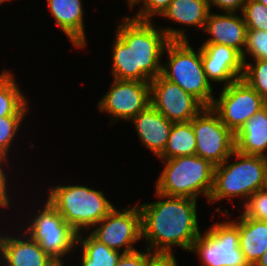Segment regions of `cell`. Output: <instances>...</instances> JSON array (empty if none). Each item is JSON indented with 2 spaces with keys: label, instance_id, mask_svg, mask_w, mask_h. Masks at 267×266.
Wrapping results in <instances>:
<instances>
[{
  "label": "cell",
  "instance_id": "32",
  "mask_svg": "<svg viewBox=\"0 0 267 266\" xmlns=\"http://www.w3.org/2000/svg\"><path fill=\"white\" fill-rule=\"evenodd\" d=\"M248 0H207L208 7L211 10L212 5L216 6L219 9H222L223 12H235L241 9V12L244 8L245 3Z\"/></svg>",
  "mask_w": 267,
  "mask_h": 266
},
{
  "label": "cell",
  "instance_id": "31",
  "mask_svg": "<svg viewBox=\"0 0 267 266\" xmlns=\"http://www.w3.org/2000/svg\"><path fill=\"white\" fill-rule=\"evenodd\" d=\"M146 252V253H145ZM122 253L116 266H148L149 250Z\"/></svg>",
  "mask_w": 267,
  "mask_h": 266
},
{
  "label": "cell",
  "instance_id": "19",
  "mask_svg": "<svg viewBox=\"0 0 267 266\" xmlns=\"http://www.w3.org/2000/svg\"><path fill=\"white\" fill-rule=\"evenodd\" d=\"M234 139L239 153L267 157V104L245 122Z\"/></svg>",
  "mask_w": 267,
  "mask_h": 266
},
{
  "label": "cell",
  "instance_id": "28",
  "mask_svg": "<svg viewBox=\"0 0 267 266\" xmlns=\"http://www.w3.org/2000/svg\"><path fill=\"white\" fill-rule=\"evenodd\" d=\"M245 53L254 59H267V31L247 30L246 45L242 55L243 63H246Z\"/></svg>",
  "mask_w": 267,
  "mask_h": 266
},
{
  "label": "cell",
  "instance_id": "11",
  "mask_svg": "<svg viewBox=\"0 0 267 266\" xmlns=\"http://www.w3.org/2000/svg\"><path fill=\"white\" fill-rule=\"evenodd\" d=\"M136 205L121 210L114 207L90 234L113 250L135 251L133 244L142 238L141 212Z\"/></svg>",
  "mask_w": 267,
  "mask_h": 266
},
{
  "label": "cell",
  "instance_id": "10",
  "mask_svg": "<svg viewBox=\"0 0 267 266\" xmlns=\"http://www.w3.org/2000/svg\"><path fill=\"white\" fill-rule=\"evenodd\" d=\"M196 137L195 155L219 165L235 150V135L220 121L219 116L205 107L191 120Z\"/></svg>",
  "mask_w": 267,
  "mask_h": 266
},
{
  "label": "cell",
  "instance_id": "17",
  "mask_svg": "<svg viewBox=\"0 0 267 266\" xmlns=\"http://www.w3.org/2000/svg\"><path fill=\"white\" fill-rule=\"evenodd\" d=\"M143 145L159 156L167 143L173 122L151 104L132 119Z\"/></svg>",
  "mask_w": 267,
  "mask_h": 266
},
{
  "label": "cell",
  "instance_id": "9",
  "mask_svg": "<svg viewBox=\"0 0 267 266\" xmlns=\"http://www.w3.org/2000/svg\"><path fill=\"white\" fill-rule=\"evenodd\" d=\"M267 102L242 78L223 87L211 109L220 121L235 135L245 122L262 109Z\"/></svg>",
  "mask_w": 267,
  "mask_h": 266
},
{
  "label": "cell",
  "instance_id": "14",
  "mask_svg": "<svg viewBox=\"0 0 267 266\" xmlns=\"http://www.w3.org/2000/svg\"><path fill=\"white\" fill-rule=\"evenodd\" d=\"M200 48L204 72L209 82H223L225 87L241 79L244 63L237 50L221 44H202Z\"/></svg>",
  "mask_w": 267,
  "mask_h": 266
},
{
  "label": "cell",
  "instance_id": "7",
  "mask_svg": "<svg viewBox=\"0 0 267 266\" xmlns=\"http://www.w3.org/2000/svg\"><path fill=\"white\" fill-rule=\"evenodd\" d=\"M233 221L214 223L194 241L190 252L198 254L202 266H249L239 248V228Z\"/></svg>",
  "mask_w": 267,
  "mask_h": 266
},
{
  "label": "cell",
  "instance_id": "3",
  "mask_svg": "<svg viewBox=\"0 0 267 266\" xmlns=\"http://www.w3.org/2000/svg\"><path fill=\"white\" fill-rule=\"evenodd\" d=\"M239 161L229 164L233 156ZM267 175V157L246 155L234 150L229 158L214 168L213 188L209 202L240 196L247 199L258 190L264 189Z\"/></svg>",
  "mask_w": 267,
  "mask_h": 266
},
{
  "label": "cell",
  "instance_id": "30",
  "mask_svg": "<svg viewBox=\"0 0 267 266\" xmlns=\"http://www.w3.org/2000/svg\"><path fill=\"white\" fill-rule=\"evenodd\" d=\"M172 0H140L143 3L141 10L132 18L140 21H150L154 15H162Z\"/></svg>",
  "mask_w": 267,
  "mask_h": 266
},
{
  "label": "cell",
  "instance_id": "38",
  "mask_svg": "<svg viewBox=\"0 0 267 266\" xmlns=\"http://www.w3.org/2000/svg\"><path fill=\"white\" fill-rule=\"evenodd\" d=\"M254 1L259 2V3H262L265 6H267V0H254Z\"/></svg>",
  "mask_w": 267,
  "mask_h": 266
},
{
  "label": "cell",
  "instance_id": "27",
  "mask_svg": "<svg viewBox=\"0 0 267 266\" xmlns=\"http://www.w3.org/2000/svg\"><path fill=\"white\" fill-rule=\"evenodd\" d=\"M25 115H11L0 117V155L9 157L10 145L15 139V134L19 130L20 124Z\"/></svg>",
  "mask_w": 267,
  "mask_h": 266
},
{
  "label": "cell",
  "instance_id": "21",
  "mask_svg": "<svg viewBox=\"0 0 267 266\" xmlns=\"http://www.w3.org/2000/svg\"><path fill=\"white\" fill-rule=\"evenodd\" d=\"M209 12L207 0H172L161 16L178 24L204 29Z\"/></svg>",
  "mask_w": 267,
  "mask_h": 266
},
{
  "label": "cell",
  "instance_id": "23",
  "mask_svg": "<svg viewBox=\"0 0 267 266\" xmlns=\"http://www.w3.org/2000/svg\"><path fill=\"white\" fill-rule=\"evenodd\" d=\"M10 71L0 74V117L25 115L29 110L26 96L17 86Z\"/></svg>",
  "mask_w": 267,
  "mask_h": 266
},
{
  "label": "cell",
  "instance_id": "24",
  "mask_svg": "<svg viewBox=\"0 0 267 266\" xmlns=\"http://www.w3.org/2000/svg\"><path fill=\"white\" fill-rule=\"evenodd\" d=\"M77 244L82 247L81 266H116L122 253L107 247L91 234L86 238L77 236Z\"/></svg>",
  "mask_w": 267,
  "mask_h": 266
},
{
  "label": "cell",
  "instance_id": "33",
  "mask_svg": "<svg viewBox=\"0 0 267 266\" xmlns=\"http://www.w3.org/2000/svg\"><path fill=\"white\" fill-rule=\"evenodd\" d=\"M148 266H178L172 253H154L149 250Z\"/></svg>",
  "mask_w": 267,
  "mask_h": 266
},
{
  "label": "cell",
  "instance_id": "39",
  "mask_svg": "<svg viewBox=\"0 0 267 266\" xmlns=\"http://www.w3.org/2000/svg\"><path fill=\"white\" fill-rule=\"evenodd\" d=\"M264 189L267 191V175H266V180H265Z\"/></svg>",
  "mask_w": 267,
  "mask_h": 266
},
{
  "label": "cell",
  "instance_id": "22",
  "mask_svg": "<svg viewBox=\"0 0 267 266\" xmlns=\"http://www.w3.org/2000/svg\"><path fill=\"white\" fill-rule=\"evenodd\" d=\"M196 137L191 121L173 123L166 146L158 156L161 160L195 155Z\"/></svg>",
  "mask_w": 267,
  "mask_h": 266
},
{
  "label": "cell",
  "instance_id": "8",
  "mask_svg": "<svg viewBox=\"0 0 267 266\" xmlns=\"http://www.w3.org/2000/svg\"><path fill=\"white\" fill-rule=\"evenodd\" d=\"M24 233L38 242L44 252L55 261H62L61 258L77 245L78 233L65 222L48 200L42 211L35 213Z\"/></svg>",
  "mask_w": 267,
  "mask_h": 266
},
{
  "label": "cell",
  "instance_id": "13",
  "mask_svg": "<svg viewBox=\"0 0 267 266\" xmlns=\"http://www.w3.org/2000/svg\"><path fill=\"white\" fill-rule=\"evenodd\" d=\"M111 85L98 108L115 120H132L151 104L150 82L114 79Z\"/></svg>",
  "mask_w": 267,
  "mask_h": 266
},
{
  "label": "cell",
  "instance_id": "20",
  "mask_svg": "<svg viewBox=\"0 0 267 266\" xmlns=\"http://www.w3.org/2000/svg\"><path fill=\"white\" fill-rule=\"evenodd\" d=\"M239 228V248L249 266H254L267 250V221L245 217L234 221Z\"/></svg>",
  "mask_w": 267,
  "mask_h": 266
},
{
  "label": "cell",
  "instance_id": "36",
  "mask_svg": "<svg viewBox=\"0 0 267 266\" xmlns=\"http://www.w3.org/2000/svg\"><path fill=\"white\" fill-rule=\"evenodd\" d=\"M130 6V9H132L135 5L140 3V0H127Z\"/></svg>",
  "mask_w": 267,
  "mask_h": 266
},
{
  "label": "cell",
  "instance_id": "25",
  "mask_svg": "<svg viewBox=\"0 0 267 266\" xmlns=\"http://www.w3.org/2000/svg\"><path fill=\"white\" fill-rule=\"evenodd\" d=\"M244 63L242 79L267 102V59Z\"/></svg>",
  "mask_w": 267,
  "mask_h": 266
},
{
  "label": "cell",
  "instance_id": "4",
  "mask_svg": "<svg viewBox=\"0 0 267 266\" xmlns=\"http://www.w3.org/2000/svg\"><path fill=\"white\" fill-rule=\"evenodd\" d=\"M162 161L165 166L156 183L157 192L194 200L203 194L209 199L215 168L209 160L190 155Z\"/></svg>",
  "mask_w": 267,
  "mask_h": 266
},
{
  "label": "cell",
  "instance_id": "29",
  "mask_svg": "<svg viewBox=\"0 0 267 266\" xmlns=\"http://www.w3.org/2000/svg\"><path fill=\"white\" fill-rule=\"evenodd\" d=\"M242 215L260 221H267V191L258 190L244 202Z\"/></svg>",
  "mask_w": 267,
  "mask_h": 266
},
{
  "label": "cell",
  "instance_id": "35",
  "mask_svg": "<svg viewBox=\"0 0 267 266\" xmlns=\"http://www.w3.org/2000/svg\"><path fill=\"white\" fill-rule=\"evenodd\" d=\"M254 266H267V250L261 256V258L255 263Z\"/></svg>",
  "mask_w": 267,
  "mask_h": 266
},
{
  "label": "cell",
  "instance_id": "1",
  "mask_svg": "<svg viewBox=\"0 0 267 266\" xmlns=\"http://www.w3.org/2000/svg\"><path fill=\"white\" fill-rule=\"evenodd\" d=\"M112 54L113 79L150 82L162 72L160 59L170 40H187L182 29H158L150 21L124 17Z\"/></svg>",
  "mask_w": 267,
  "mask_h": 266
},
{
  "label": "cell",
  "instance_id": "40",
  "mask_svg": "<svg viewBox=\"0 0 267 266\" xmlns=\"http://www.w3.org/2000/svg\"><path fill=\"white\" fill-rule=\"evenodd\" d=\"M6 1H10V0H0V5L1 3H5Z\"/></svg>",
  "mask_w": 267,
  "mask_h": 266
},
{
  "label": "cell",
  "instance_id": "26",
  "mask_svg": "<svg viewBox=\"0 0 267 266\" xmlns=\"http://www.w3.org/2000/svg\"><path fill=\"white\" fill-rule=\"evenodd\" d=\"M248 30L267 31V6L254 0H248L242 10Z\"/></svg>",
  "mask_w": 267,
  "mask_h": 266
},
{
  "label": "cell",
  "instance_id": "34",
  "mask_svg": "<svg viewBox=\"0 0 267 266\" xmlns=\"http://www.w3.org/2000/svg\"><path fill=\"white\" fill-rule=\"evenodd\" d=\"M2 163L8 164V160L6 156L0 155V207H10V200L9 196L7 195V187L8 184L6 173H4L2 166Z\"/></svg>",
  "mask_w": 267,
  "mask_h": 266
},
{
  "label": "cell",
  "instance_id": "12",
  "mask_svg": "<svg viewBox=\"0 0 267 266\" xmlns=\"http://www.w3.org/2000/svg\"><path fill=\"white\" fill-rule=\"evenodd\" d=\"M151 105L173 123L189 122L205 106L161 74L150 81Z\"/></svg>",
  "mask_w": 267,
  "mask_h": 266
},
{
  "label": "cell",
  "instance_id": "2",
  "mask_svg": "<svg viewBox=\"0 0 267 266\" xmlns=\"http://www.w3.org/2000/svg\"><path fill=\"white\" fill-rule=\"evenodd\" d=\"M155 195L163 200L138 205L142 237L149 242L147 249L154 253H173L172 246H179L190 252L194 241L201 234L197 220V200L167 196L157 191Z\"/></svg>",
  "mask_w": 267,
  "mask_h": 266
},
{
  "label": "cell",
  "instance_id": "15",
  "mask_svg": "<svg viewBox=\"0 0 267 266\" xmlns=\"http://www.w3.org/2000/svg\"><path fill=\"white\" fill-rule=\"evenodd\" d=\"M211 38L203 44H221L234 48L241 55L244 54L247 37V25L244 17L235 15V12L224 14H208L204 28Z\"/></svg>",
  "mask_w": 267,
  "mask_h": 266
},
{
  "label": "cell",
  "instance_id": "18",
  "mask_svg": "<svg viewBox=\"0 0 267 266\" xmlns=\"http://www.w3.org/2000/svg\"><path fill=\"white\" fill-rule=\"evenodd\" d=\"M48 8L60 27L74 46H86V36L83 23V5L81 0H47Z\"/></svg>",
  "mask_w": 267,
  "mask_h": 266
},
{
  "label": "cell",
  "instance_id": "5",
  "mask_svg": "<svg viewBox=\"0 0 267 266\" xmlns=\"http://www.w3.org/2000/svg\"><path fill=\"white\" fill-rule=\"evenodd\" d=\"M50 188L47 200L78 234L95 227L115 207L102 191L87 186L57 185Z\"/></svg>",
  "mask_w": 267,
  "mask_h": 266
},
{
  "label": "cell",
  "instance_id": "6",
  "mask_svg": "<svg viewBox=\"0 0 267 266\" xmlns=\"http://www.w3.org/2000/svg\"><path fill=\"white\" fill-rule=\"evenodd\" d=\"M164 52H167L169 61L162 65L161 75L193 95L205 107H211L215 96L204 72L201 48L195 52L188 40H170Z\"/></svg>",
  "mask_w": 267,
  "mask_h": 266
},
{
  "label": "cell",
  "instance_id": "37",
  "mask_svg": "<svg viewBox=\"0 0 267 266\" xmlns=\"http://www.w3.org/2000/svg\"><path fill=\"white\" fill-rule=\"evenodd\" d=\"M51 266H63V261H55Z\"/></svg>",
  "mask_w": 267,
  "mask_h": 266
},
{
  "label": "cell",
  "instance_id": "16",
  "mask_svg": "<svg viewBox=\"0 0 267 266\" xmlns=\"http://www.w3.org/2000/svg\"><path fill=\"white\" fill-rule=\"evenodd\" d=\"M0 254L4 260L0 259L1 265L6 262L4 266H51L55 262L38 242L26 234L21 239L19 236L1 235Z\"/></svg>",
  "mask_w": 267,
  "mask_h": 266
}]
</instances>
